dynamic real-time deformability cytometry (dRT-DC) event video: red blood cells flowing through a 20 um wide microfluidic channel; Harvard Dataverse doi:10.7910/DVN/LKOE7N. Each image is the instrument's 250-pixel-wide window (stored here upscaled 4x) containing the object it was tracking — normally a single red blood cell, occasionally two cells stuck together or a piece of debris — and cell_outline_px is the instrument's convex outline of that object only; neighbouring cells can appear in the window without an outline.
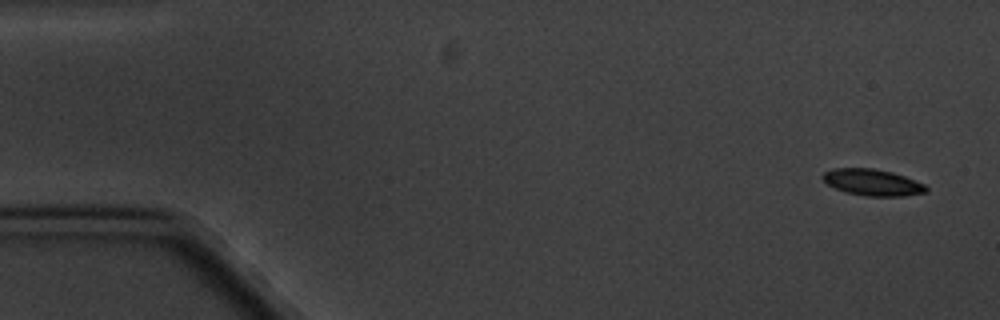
{"species": "common noctule bat (a hibernating species)", "species_latin": "Nyctalus noctula", "temperature_condition": "cold", "stored_images_in_passage": 5, "camera_frame_rate_fps": 3000, "um_per_image_px": 0.085, "animal": {"sex": "male", "body_mass_g": 20.1, "forearm_length_mm": 53.5}, "frame": {"image": 1, "passage_image": 1, "time_ms": 0.0, "image_size_px": [1000, 320], "cell_outline_px": [[928, 192], [904, 196], [868, 196], [844, 192], [828, 184], [820, 176], [824, 172], [832, 168], [872, 168], [892, 172], [904, 176], [924, 184], [928, 188]], "centroid_in_image_um": [74.15, 15.5], "position_along_channel_um": 10.8, "area_um2": 15.95}}